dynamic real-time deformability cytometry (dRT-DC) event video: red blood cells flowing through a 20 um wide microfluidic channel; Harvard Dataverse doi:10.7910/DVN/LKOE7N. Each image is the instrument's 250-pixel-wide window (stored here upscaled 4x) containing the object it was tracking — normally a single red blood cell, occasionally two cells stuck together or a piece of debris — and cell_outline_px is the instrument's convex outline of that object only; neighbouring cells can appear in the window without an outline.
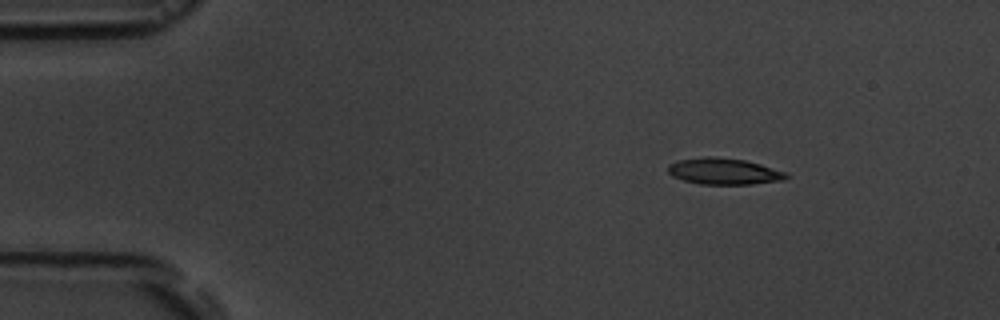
{"species": "common noctule bat (a hibernating species)", "species_latin": "Nyctalus noctula", "temperature_condition": "room temperature", "stored_images_in_passage": 5, "camera_frame_rate_fps": 3000, "um_per_image_px": 0.085, "animal": {"sex": "male", "body_mass_g": 19.5, "forearm_length_mm": 54.6}, "frame": {"image": 1, "passage_image": 2, "time_ms": 1.0, "image_size_px": [1000, 320], "cell_outline_px": [[788, 176], [784, 180], [752, 184], [700, 184], [684, 180], [672, 176], [668, 172], [668, 164], [676, 160], [704, 156], [716, 156], [744, 160], [760, 164], [788, 172]], "centroid_in_image_um": [61.52, 14.55], "position_along_channel_um": 23.5, "area_um2": 18.32}}
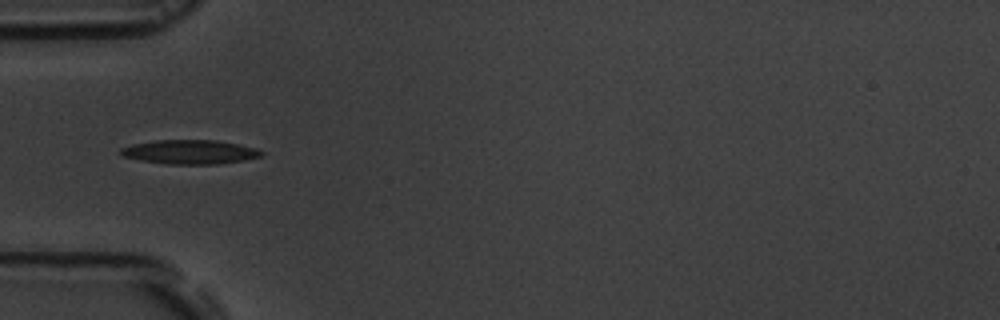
{"frame": {"image": 2, "passage_image": 4, "time_ms": 4.333, "image_size_px": [1000, 320], "cell_outline_px": [[264, 152], [260, 156], [244, 160], [220, 164], [168, 164], [140, 160], [124, 156], [120, 152], [120, 148], [132, 144], [156, 140], [216, 140], [256, 148]], "centroid_in_image_um": [16.13, 12.91], "position_along_channel_um": 68.9, "area_um2": 19.65}}
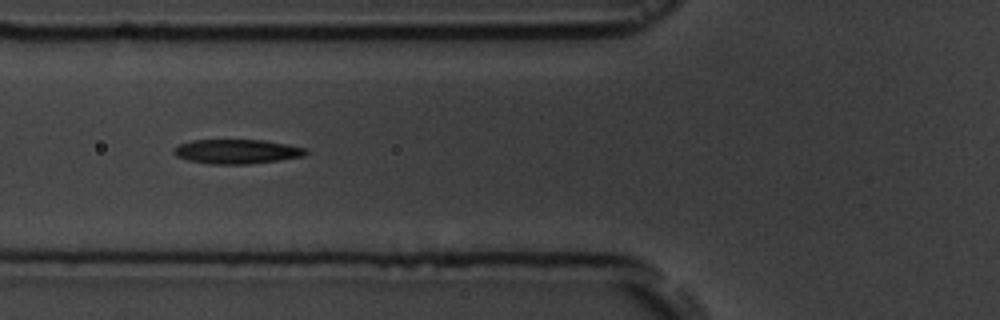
{"frame": {"image": 3, "passage_image": 5, "time_ms": 5.333, "image_size_px": [1000, 320], "cell_outline_px": [[308, 152], [304, 156], [280, 160], [248, 164], [208, 164], [188, 160], [176, 156], [172, 152], [180, 144], [192, 140], [264, 140], [288, 144], [308, 148]], "centroid_in_image_um": [20.17, 12.88], "position_along_channel_um": 105.6, "area_um2": 18.84}}